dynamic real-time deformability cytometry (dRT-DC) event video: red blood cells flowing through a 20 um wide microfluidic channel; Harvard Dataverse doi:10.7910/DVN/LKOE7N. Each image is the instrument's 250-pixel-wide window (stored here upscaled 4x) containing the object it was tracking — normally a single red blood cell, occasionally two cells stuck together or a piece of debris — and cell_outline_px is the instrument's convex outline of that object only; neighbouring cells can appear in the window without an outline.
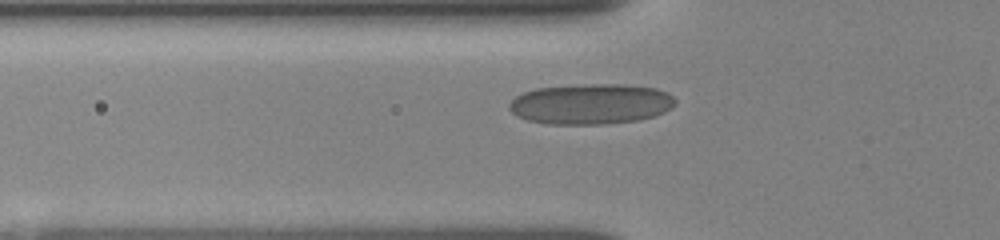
{"species": "human", "species_latin": "Homo sapiens", "temperature_condition": "room temperature", "stored_images_in_passage": 46, "camera_frame_rate_fps": 3000, "um_per_image_px": 0.085, "donor": {"sex": "female"}, "frame": {"image": 1, "passage_image": 17, "time_ms": 3.667, "image_size_px": [1000, 240], "cell_outline_px": [[676, 104], [672, 108], [664, 112], [640, 120], [604, 124], [548, 124], [528, 120], [516, 116], [508, 108], [508, 104], [516, 96], [524, 92], [536, 88], [584, 84], [624, 84], [656, 88], [668, 92], [676, 100]], "centroid_in_image_um": [50.23, 8.83], "position_along_channel_um": 75.6, "area_um2": 39.42}}
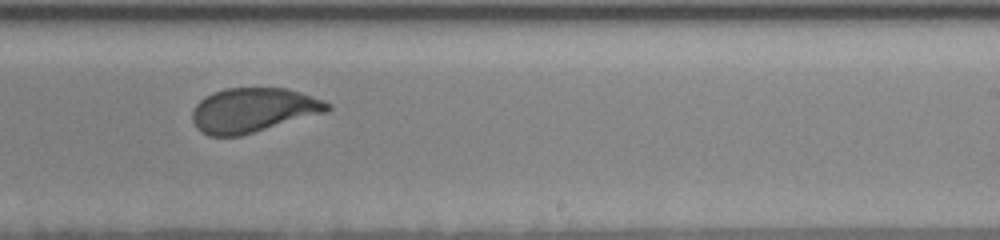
{"frame": {"image": 2, "passage_image": 32, "time_ms": 8.667, "image_size_px": [1000, 240], "cell_outline_px": [[332, 108], [328, 112], [240, 136], [208, 136], [200, 132], [196, 128], [192, 120], [192, 108], [204, 96], [212, 92], [224, 88], [288, 88], [324, 100], [332, 104]], "centroid_in_image_um": [21.51, 9.36], "position_along_channel_um": 267.5, "area_um2": 35.43}}
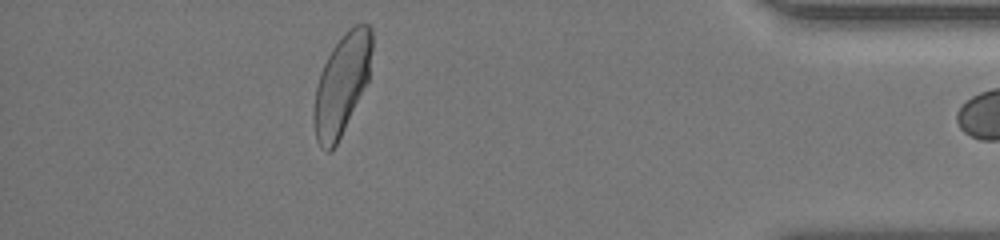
{"frame": {"image": 3, "passage_image": 45, "time_ms": 13.333, "image_size_px": [1000, 240], "cell_outline_px": [[372, 48], [368, 80], [336, 144], [328, 152], [316, 140], [312, 116], [312, 112], [316, 84], [320, 72], [332, 48], [348, 28], [356, 24], [368, 24], [372, 28]], "centroid_in_image_um": [29.03, 7.12], "position_along_channel_um": 406.2, "area_um2": 33.64}, "authors_computed_cell_mechanics": {"area_um2": 36.3851, "velocity_mm_per_s": 3.8346, "shape_relaxation_time_tau1_ms": 3.9838, "shape_relaxation_time_tau2_ms": null, "deformation_change_tau1": 0.1366, "deformation_change_tau2": null}}